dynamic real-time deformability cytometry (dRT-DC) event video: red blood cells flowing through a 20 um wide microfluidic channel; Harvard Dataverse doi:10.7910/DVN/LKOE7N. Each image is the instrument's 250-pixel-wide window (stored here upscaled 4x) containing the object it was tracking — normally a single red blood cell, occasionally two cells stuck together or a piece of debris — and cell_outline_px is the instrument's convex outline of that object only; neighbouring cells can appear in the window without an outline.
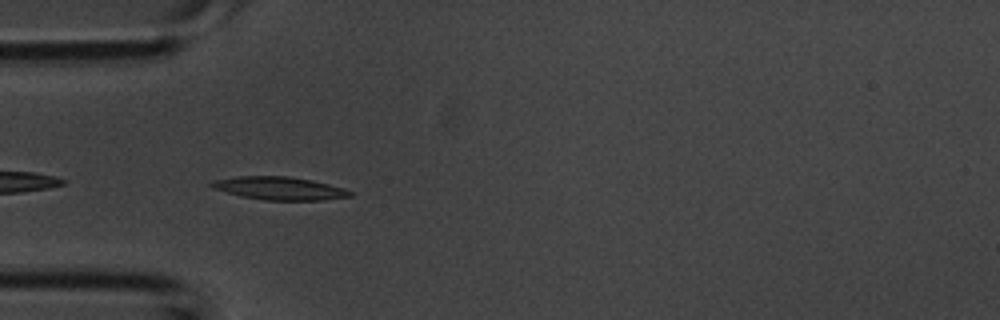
{"species": "common noctule bat (a hibernating species)", "species_latin": "Nyctalus noctula", "temperature_condition": "room temperature", "stored_images_in_passage": 33, "camera_frame_rate_fps": 3000, "um_per_image_px": 0.085, "animal": {"sex": "male", "body_mass_g": 20.1, "forearm_length_mm": 53.5}, "frame": {"image": 1, "passage_image": 4, "time_ms": 1.0, "image_size_px": [1000, 320], "cell_outline_px": [[352, 196], [324, 200], [264, 200], [240, 196], [212, 188], [208, 184], [212, 180], [236, 176], [288, 176], [312, 180], [344, 188], [352, 192]], "centroid_in_image_um": [23.71, 16.0], "position_along_channel_um": 61.3, "area_um2": 18.67}}
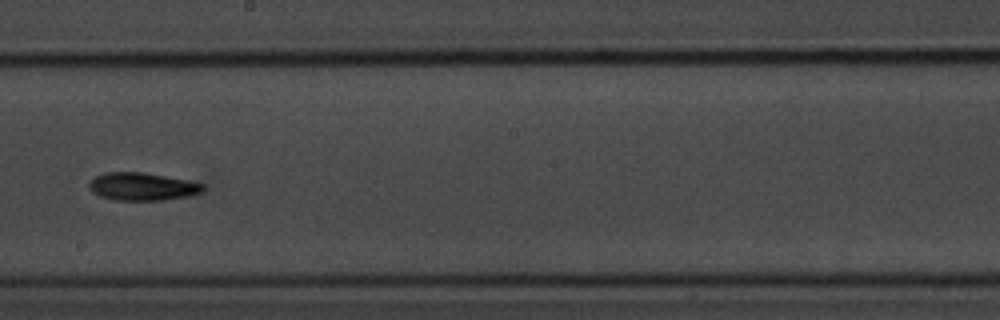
{"frame": {"image": 2, "passage_image": 15, "time_ms": 4.667, "image_size_px": [1000, 320], "cell_outline_px": [[204, 192], [188, 196], [164, 200], [116, 200], [100, 196], [92, 192], [88, 188], [88, 184], [96, 176], [104, 172], [144, 172], [168, 176], [188, 180], [204, 184]], "centroid_in_image_um": [12.11, 15.85], "position_along_channel_um": 236.1, "area_um2": 18.61}}
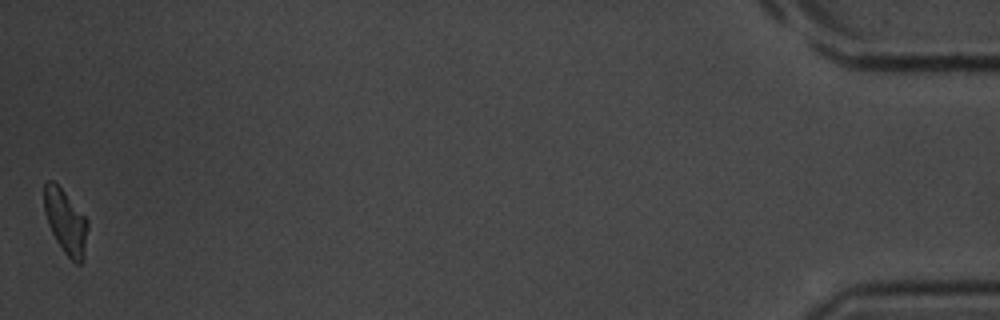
{"frame": {"image": 3, "passage_image": 33, "time_ms": 10.667, "image_size_px": [1000, 320], "cell_outline_px": [[88, 228], [84, 260], [80, 264], [76, 264], [64, 252], [56, 240], [48, 224], [44, 212], [44, 184], [48, 180], [52, 180], [64, 192], [88, 220]], "centroid_in_image_um": [5.59, 18.88], "position_along_channel_um": 429.6, "area_um2": 16.24}}